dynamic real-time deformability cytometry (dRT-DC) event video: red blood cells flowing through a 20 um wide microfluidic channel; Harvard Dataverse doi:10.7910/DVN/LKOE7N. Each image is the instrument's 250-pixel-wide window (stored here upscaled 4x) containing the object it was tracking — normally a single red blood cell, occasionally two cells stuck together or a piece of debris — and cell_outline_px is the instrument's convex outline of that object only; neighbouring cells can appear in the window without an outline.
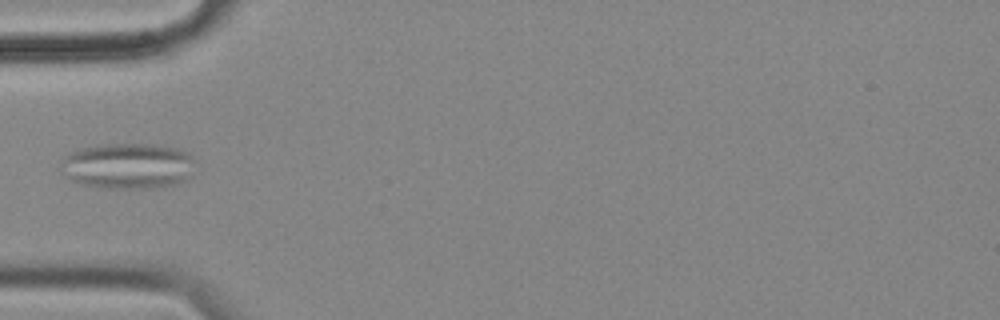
{"species": "common noctule bat (a hibernating species)", "species_latin": "Nyctalus noctula", "temperature_condition": "cold", "stored_images_in_passage": 39, "camera_frame_rate_fps": 3000, "um_per_image_px": 0.085, "animal": {"sex": "female", "body_mass_g": 18.4}, "frame": {"image": 1, "passage_image": 1, "time_ms": 0.0, "image_size_px": [1000, 320], "cell_outline_px": [[196, 160], [192, 176], [188, 180], [176, 184], [152, 188], [108, 188], [84, 184], [72, 180], [64, 176], [60, 172], [60, 160], [68, 152], [80, 148], [96, 144], [156, 144], [180, 148]], "centroid_in_image_um": [10.88, 14.09], "position_along_channel_um": 74.1, "area_um2": 36.7}}
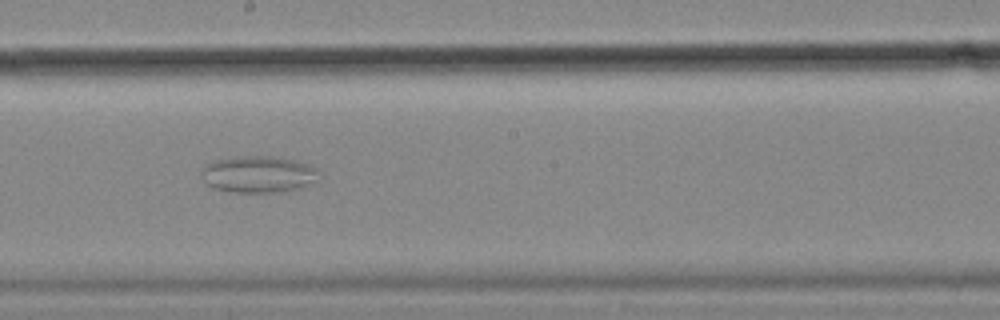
{"frame": {"image": 2, "passage_image": 14, "time_ms": 4.333, "image_size_px": [1000, 320], "cell_outline_px": [[320, 180], [296, 188], [280, 192], [232, 192], [216, 188], [208, 184], [204, 180], [204, 168], [208, 164], [216, 160], [244, 156], [272, 156], [292, 160], [320, 168]], "centroid_in_image_um": [22.05, 14.81], "position_along_channel_um": 226.1, "area_um2": 24.74}}
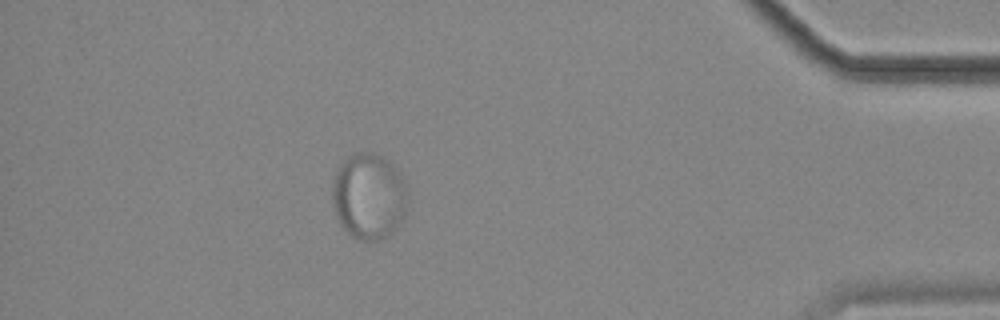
{"frame": {"image": 3, "passage_image": 33, "time_ms": 10.667, "image_size_px": [1000, 320], "cell_outline_px": [[408, 200], [404, 216], [400, 224], [388, 236], [376, 240], [356, 240], [340, 224], [336, 216], [332, 200], [332, 184], [336, 168], [352, 152], [372, 152], [384, 156], [392, 160], [408, 184]], "centroid_in_image_um": [31.38, 16.63], "position_along_channel_um": 403.8, "area_um2": 38.9}}